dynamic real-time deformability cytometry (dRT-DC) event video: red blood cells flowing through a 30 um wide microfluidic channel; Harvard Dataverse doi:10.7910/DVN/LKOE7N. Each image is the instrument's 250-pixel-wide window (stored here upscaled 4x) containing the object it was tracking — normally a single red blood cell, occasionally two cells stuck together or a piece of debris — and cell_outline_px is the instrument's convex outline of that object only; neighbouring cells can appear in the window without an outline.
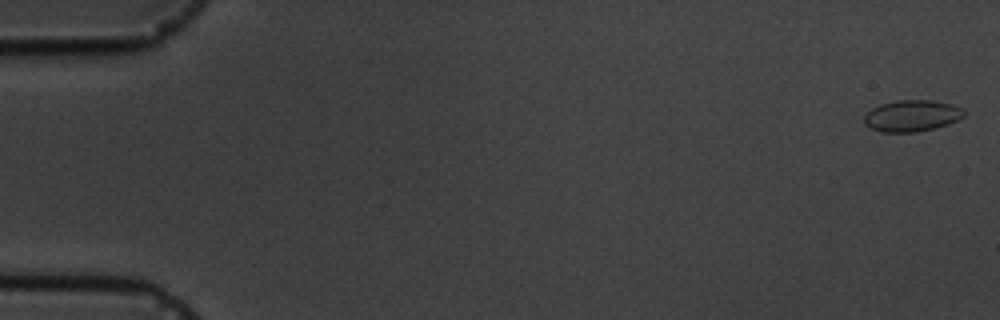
{"species": "common noctule bat (a hibernating species)", "species_latin": "Nyctalus noctula", "temperature_condition": "cold", "stored_images_in_passage": 5, "camera_frame_rate_fps": 3000, "um_per_image_px": 0.085, "animal": {"sex": "male", "body_mass_g": 19.5, "forearm_length_mm": 54.6}, "frame": {"image": 1, "passage_image": 1, "time_ms": 0.0, "image_size_px": [1000, 320], "cell_outline_px": [[964, 116], [948, 124], [916, 132], [880, 132], [864, 124], [864, 116], [872, 108], [880, 104], [896, 100], [932, 100], [952, 104], [964, 108]], "centroid_in_image_um": [77.5, 9.83], "position_along_channel_um": 7.5, "area_um2": 18.26}}
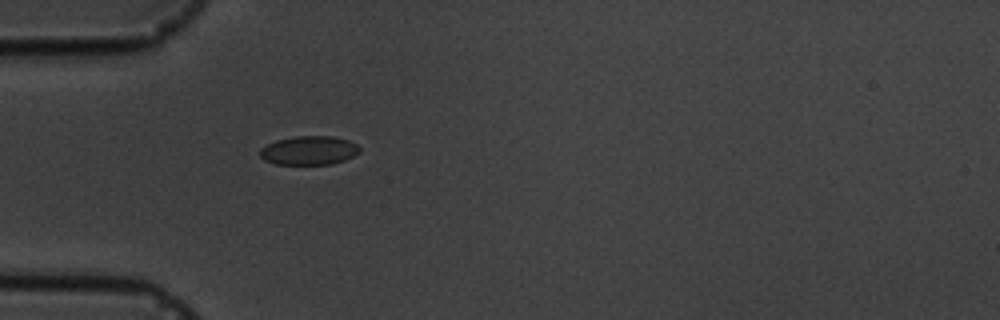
{"frame": {"image": 2, "passage_image": 5, "time_ms": 5.333, "image_size_px": [1000, 320], "cell_outline_px": [[360, 152], [344, 160], [332, 164], [276, 164], [264, 160], [260, 156], [260, 148], [276, 140], [296, 136], [332, 136], [348, 140], [356, 144], [360, 148]], "centroid_in_image_um": [26.26, 12.78], "position_along_channel_um": 58.7, "area_um2": 16.7}}